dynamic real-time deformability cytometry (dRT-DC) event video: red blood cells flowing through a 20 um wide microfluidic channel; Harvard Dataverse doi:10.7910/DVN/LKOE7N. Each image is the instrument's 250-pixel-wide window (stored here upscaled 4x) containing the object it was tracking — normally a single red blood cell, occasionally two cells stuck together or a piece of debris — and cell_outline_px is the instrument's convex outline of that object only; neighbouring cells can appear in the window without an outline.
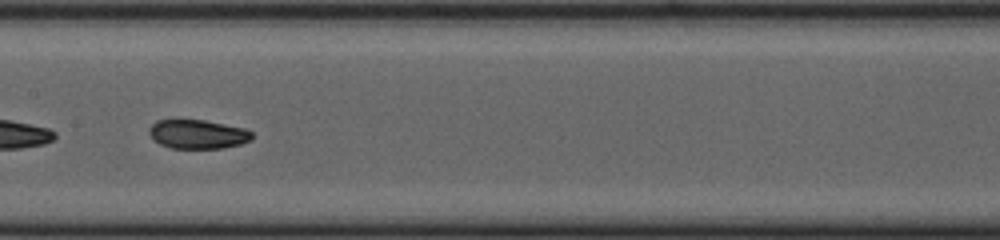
{"species": "common noctule bat (a hibernating species)", "species_latin": "Nyctalus noctula", "temperature_condition": "cold", "stored_images_in_passage": 24, "camera_frame_rate_fps": 3000, "um_per_image_px": 0.085, "animal": {"sex": "female", "body_mass_g": 23.0, "forearm_length_mm": 53.4}, "frame": {"image": 1, "passage_image": 14, "time_ms": 4.333, "image_size_px": [1000, 240], "cell_outline_px": [[252, 140], [240, 144], [224, 148], [172, 148], [160, 144], [148, 132], [148, 128], [156, 120], [204, 120], [244, 128], [252, 132]], "centroid_in_image_um": [16.82, 11.4], "position_along_channel_um": 190.6, "area_um2": 17.28}}